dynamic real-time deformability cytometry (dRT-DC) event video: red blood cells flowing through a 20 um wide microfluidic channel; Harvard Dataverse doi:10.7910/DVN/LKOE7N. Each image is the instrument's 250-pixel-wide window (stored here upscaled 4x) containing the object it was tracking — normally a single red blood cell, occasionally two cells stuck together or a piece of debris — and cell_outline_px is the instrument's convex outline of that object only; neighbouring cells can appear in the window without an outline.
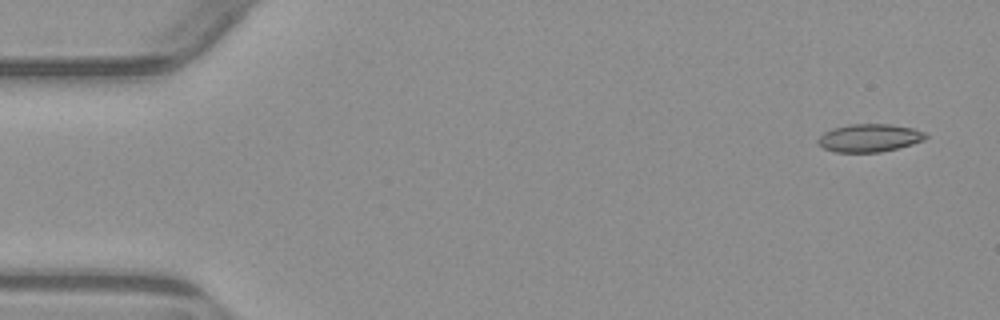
{"species": "common noctule bat (a hibernating species)", "species_latin": "Nyctalus noctula", "temperature_condition": "warm", "stored_images_in_passage": 6, "camera_frame_rate_fps": 3000, "um_per_image_px": 0.085, "animal": {"sex": "male", "body_mass_g": 23.1, "forearm_length_mm": 52.7}, "frame": {"image": 1, "passage_image": 1, "time_ms": 0.0, "image_size_px": [1000, 320], "cell_outline_px": [[928, 136], [924, 140], [912, 144], [880, 152], [836, 152], [824, 148], [816, 140], [824, 132], [832, 128], [848, 124], [888, 124], [912, 128], [924, 132]], "centroid_in_image_um": [73.88, 11.72], "position_along_channel_um": 11.1, "area_um2": 17.4}}
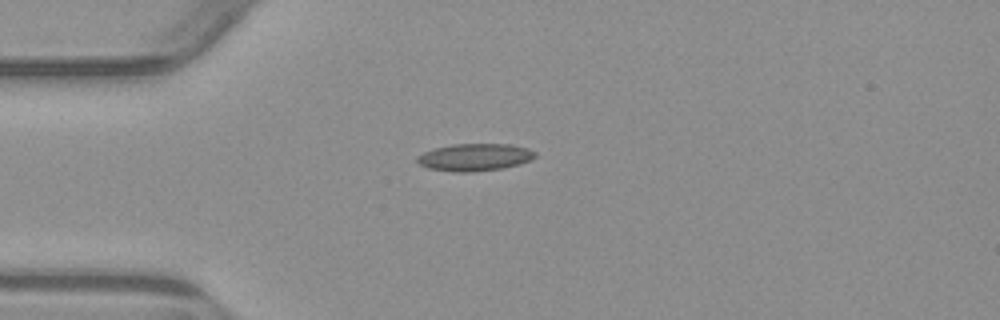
{"frame": {"image": 2, "passage_image": 4, "time_ms": 3.667, "image_size_px": [1000, 320], "cell_outline_px": [[536, 156], [520, 164], [504, 168], [472, 172], [452, 172], [428, 168], [420, 164], [416, 160], [416, 156], [424, 152], [436, 148], [452, 144], [508, 144], [528, 148], [536, 152]], "centroid_in_image_um": [40.34, 13.37], "position_along_channel_um": 44.7, "area_um2": 18.79}}
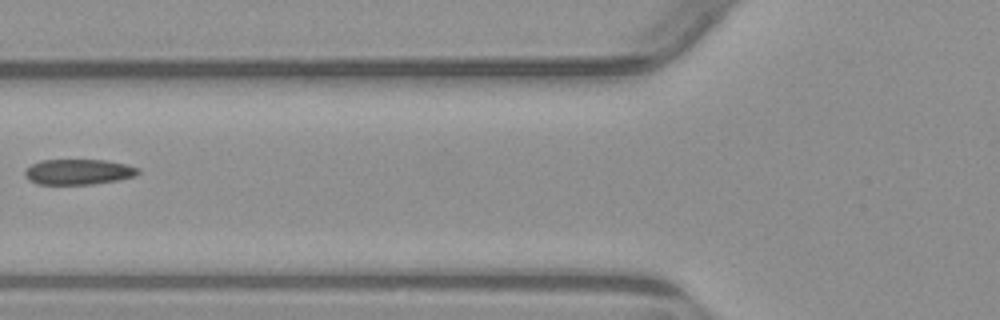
{"frame": {"image": 3, "passage_image": 6, "time_ms": 6.0, "image_size_px": [1000, 320], "cell_outline_px": [[140, 172], [136, 176], [120, 180], [92, 184], [36, 184], [28, 180], [24, 176], [24, 172], [32, 164], [40, 160], [104, 160], [128, 164], [140, 168]], "centroid_in_image_um": [6.7, 14.61], "position_along_channel_um": 119.1, "area_um2": 16.99}}